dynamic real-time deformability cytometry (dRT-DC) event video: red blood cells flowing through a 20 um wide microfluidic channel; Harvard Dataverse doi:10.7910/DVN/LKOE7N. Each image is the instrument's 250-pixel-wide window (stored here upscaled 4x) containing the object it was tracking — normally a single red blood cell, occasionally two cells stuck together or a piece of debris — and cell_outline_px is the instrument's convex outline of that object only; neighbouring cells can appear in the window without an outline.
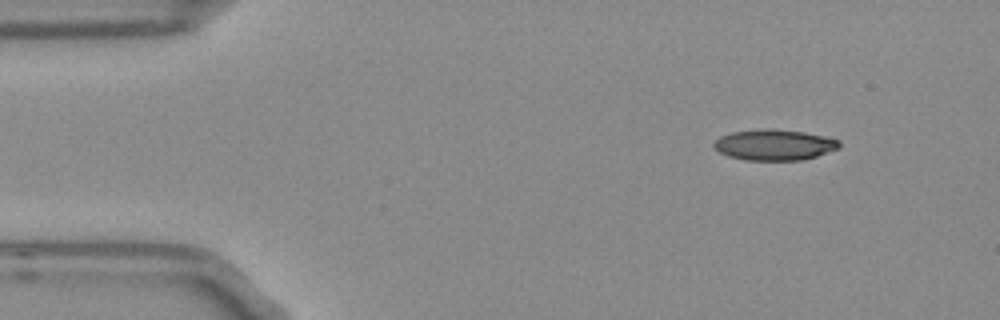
{"species": "Egyptian fruit bat (a non-hibernating species)", "species_latin": "Rousettus aegyptiacus", "temperature_condition": "room temperature", "stored_images_in_passage": 48, "camera_frame_rate_fps": 3000, "um_per_image_px": 0.085, "frame": {"image": 1, "passage_image": 1, "time_ms": 0.0, "image_size_px": [1000, 320], "cell_outline_px": [[840, 148], [816, 156], [800, 160], [744, 160], [728, 156], [720, 152], [712, 144], [720, 136], [732, 132], [760, 128], [772, 128], [804, 132], [824, 136], [840, 140]], "centroid_in_image_um": [65.82, 12.3], "position_along_channel_um": 19.2, "area_um2": 22.6}}
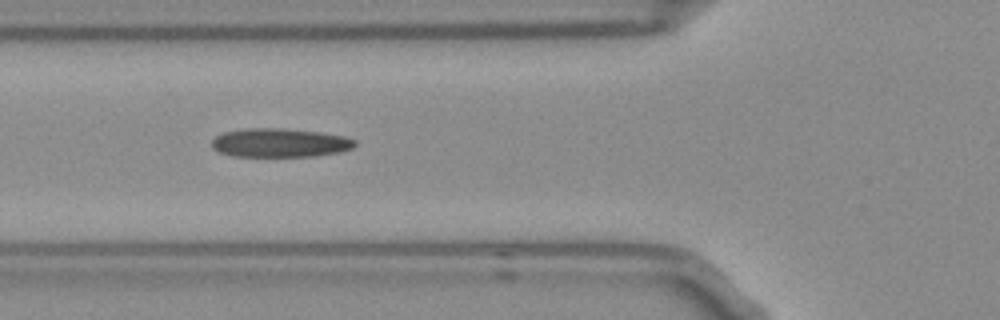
{"frame": {"image": 2, "passage_image": 14, "time_ms": 4.333, "image_size_px": [1000, 320], "cell_outline_px": [[356, 144], [352, 148], [340, 152], [316, 156], [232, 156], [220, 152], [212, 148], [212, 140], [216, 136], [224, 132], [244, 128], [280, 128], [320, 132], [344, 136], [356, 140]], "centroid_in_image_um": [23.79, 12.13], "position_along_channel_um": 102.0, "area_um2": 24.04}}
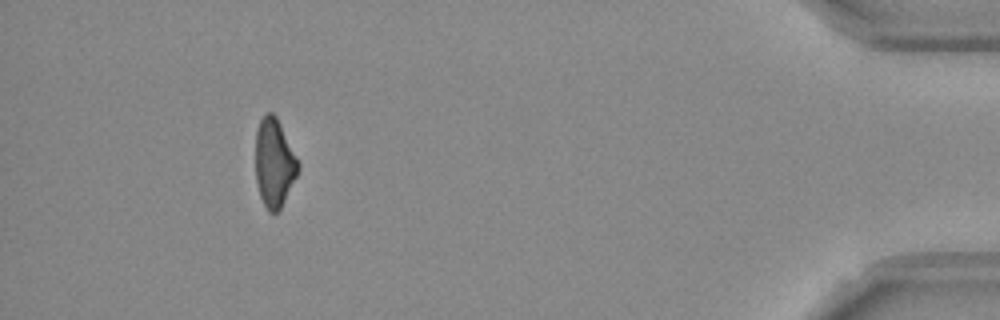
{"frame": {"image": 3, "passage_image": 44, "time_ms": 14.333, "image_size_px": [1000, 320], "cell_outline_px": [[300, 168], [280, 208], [276, 212], [268, 212], [260, 196], [256, 180], [256, 128], [264, 112], [272, 112], [276, 116], [300, 164]], "centroid_in_image_um": [23.29, 13.81], "position_along_channel_um": 411.9, "area_um2": 21.73}, "authors_computed_cell_mechanics": {"area_um2": 23.3801, "velocity_mm_per_s": 3.758, "shape_relaxation_time_tau1_ms": null, "shape_relaxation_time_tau2_ms": 6.7244, "deformation_change_tau1": null, "deformation_change_tau2": 0.1882}}